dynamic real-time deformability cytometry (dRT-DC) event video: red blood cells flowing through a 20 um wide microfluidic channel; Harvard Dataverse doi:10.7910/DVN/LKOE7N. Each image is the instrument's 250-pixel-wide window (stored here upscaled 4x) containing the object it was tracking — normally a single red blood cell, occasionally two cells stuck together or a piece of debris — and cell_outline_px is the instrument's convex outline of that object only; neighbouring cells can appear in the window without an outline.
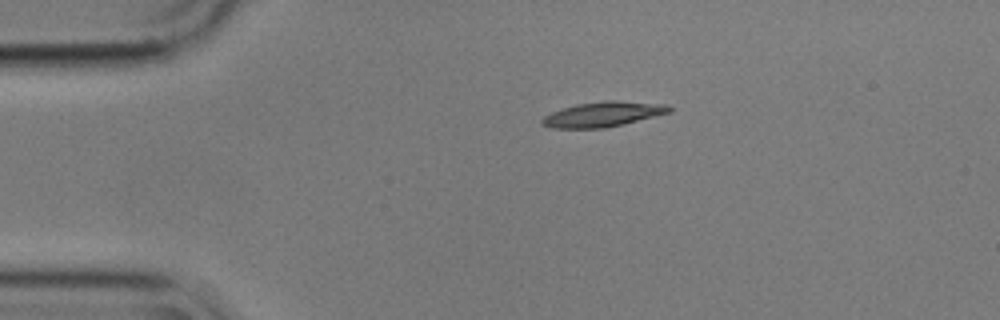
{"species": "common noctule bat (a hibernating species)", "species_latin": "Nyctalus noctula", "temperature_condition": "cold", "stored_images_in_passage": 46, "camera_frame_rate_fps": 3000, "um_per_image_px": 0.085, "animal": {"sex": "male", "body_mass_g": 17.9}, "frame": {"image": 1, "passage_image": 1, "time_ms": 0.0, "image_size_px": [1000, 320], "cell_outline_px": [[672, 112], [624, 124], [604, 128], [552, 128], [540, 124], [540, 120], [544, 116], [552, 112], [576, 104], [608, 100], [616, 100], [668, 104], [672, 108]], "centroid_in_image_um": [51.29, 9.71], "position_along_channel_um": 33.7, "area_um2": 18.67}}
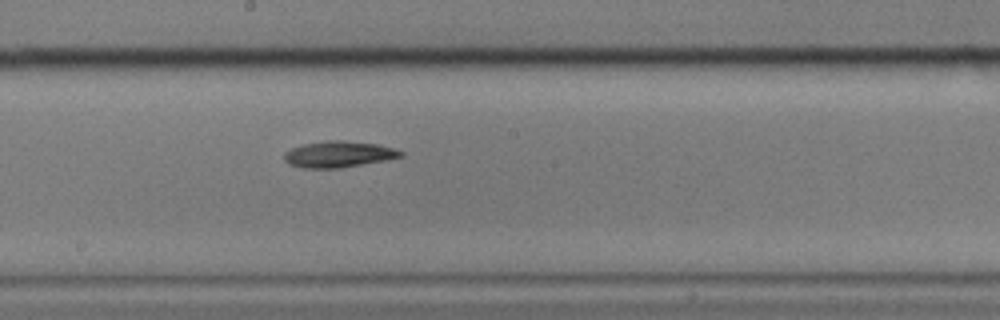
{"frame": {"image": 2, "passage_image": 20, "time_ms": 6.333, "image_size_px": [1000, 320], "cell_outline_px": [[404, 156], [384, 160], [340, 168], [300, 168], [288, 164], [284, 160], [284, 152], [292, 148], [304, 144], [328, 140], [340, 140], [376, 144], [392, 148], [404, 152]], "centroid_in_image_um": [28.74, 13.12], "position_along_channel_um": 219.5, "area_um2": 17.69}}
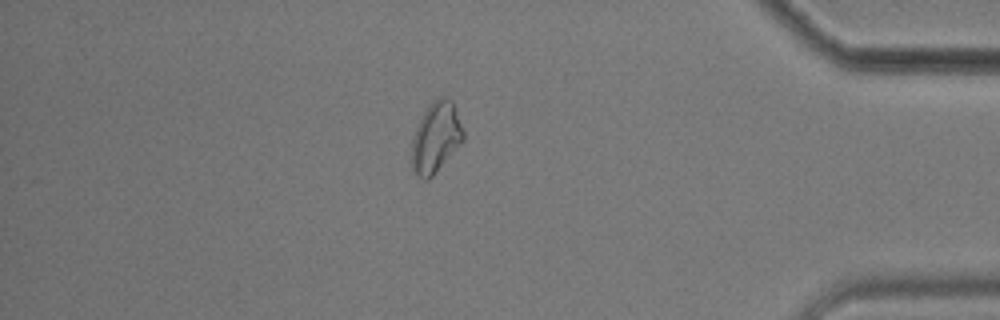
{"frame": {"image": 3, "passage_image": 38, "time_ms": 12.333, "image_size_px": [1000, 320], "cell_outline_px": [[464, 140], [432, 176], [428, 180], [424, 180], [412, 168], [412, 140], [416, 128], [428, 104], [432, 100], [440, 96], [444, 96], [452, 100], [464, 132]], "centroid_in_image_um": [37.06, 11.65], "position_along_channel_um": 398.1, "area_um2": 20.92}}